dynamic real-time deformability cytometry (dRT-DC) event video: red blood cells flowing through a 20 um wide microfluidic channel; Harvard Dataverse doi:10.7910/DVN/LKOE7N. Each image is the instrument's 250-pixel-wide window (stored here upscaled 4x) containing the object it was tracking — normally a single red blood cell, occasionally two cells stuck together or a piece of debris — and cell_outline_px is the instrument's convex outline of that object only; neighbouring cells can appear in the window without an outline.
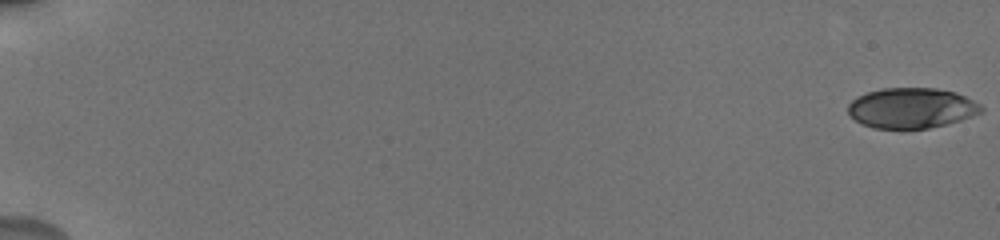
{"species": "human", "species_latin": "Homo sapiens", "temperature_condition": "cold", "stored_images_in_passage": 28, "camera_frame_rate_fps": 3000, "um_per_image_px": 0.085, "donor": {"sex": "male"}, "frame": {"image": 1, "passage_image": 1, "time_ms": 0.0, "image_size_px": [1000, 240], "cell_outline_px": [[984, 112], [960, 120], [928, 128], [872, 128], [856, 120], [848, 112], [848, 104], [856, 96], [868, 92], [884, 88], [936, 88], [956, 92], [980, 104], [984, 108]], "centroid_in_image_um": [77.49, 9.17], "position_along_channel_um": 7.5, "area_um2": 31.15}}
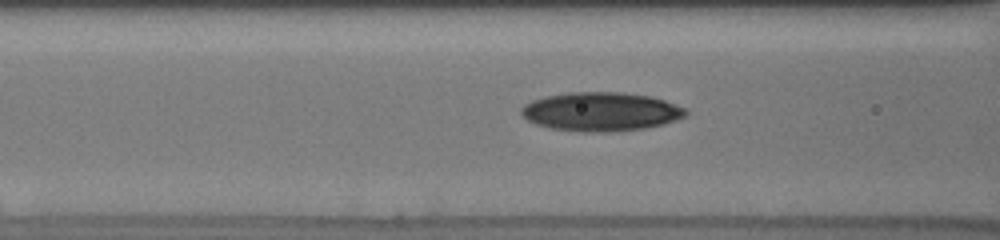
{"frame": {"image": 2, "passage_image": 23, "time_ms": 8.333, "image_size_px": [1000, 240], "cell_outline_px": [[688, 112], [684, 116], [676, 120], [664, 124], [644, 128], [608, 132], [584, 132], [552, 128], [536, 124], [528, 120], [520, 112], [520, 108], [524, 104], [532, 100], [548, 96], [568, 92], [620, 92], [648, 96], [664, 100], [684, 108]], "centroid_in_image_um": [51.06, 9.49], "position_along_channel_um": 115.5, "area_um2": 36.99}}
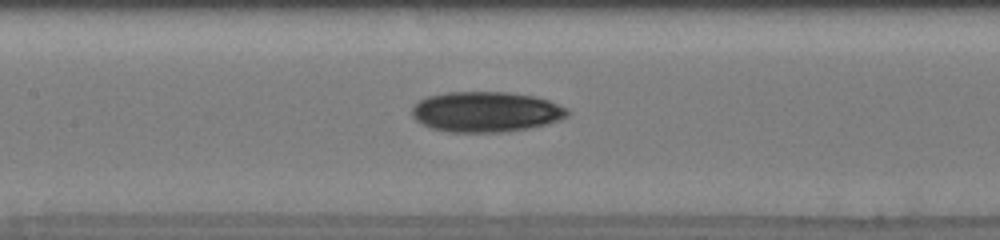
{"frame": {"image": 3, "passage_image": 27, "time_ms": 9.667, "image_size_px": [1000, 240], "cell_outline_px": [[572, 112], [568, 116], [560, 120], [548, 124], [528, 128], [500, 132], [452, 132], [432, 128], [416, 120], [412, 116], [412, 108], [420, 100], [428, 96], [444, 92], [508, 92], [532, 96], [548, 100], [568, 108]], "centroid_in_image_um": [41.34, 9.5], "position_along_channel_um": 166.1, "area_um2": 36.59}}